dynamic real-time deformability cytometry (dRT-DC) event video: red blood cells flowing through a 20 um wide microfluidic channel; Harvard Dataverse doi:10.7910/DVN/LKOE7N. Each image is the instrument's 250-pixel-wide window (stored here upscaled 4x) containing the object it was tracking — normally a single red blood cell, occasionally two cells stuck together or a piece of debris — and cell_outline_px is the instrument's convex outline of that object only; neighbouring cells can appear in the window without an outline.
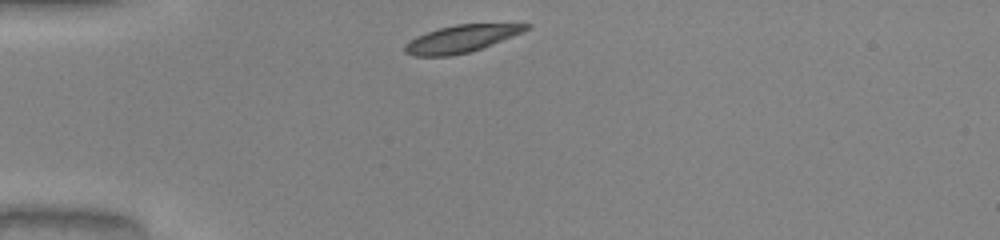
{"species": "common noctule bat (a hibernating species)", "species_latin": "Nyctalus noctula", "temperature_condition": "warm", "stored_images_in_passage": 30, "camera_frame_rate_fps": 3000, "um_per_image_px": 0.085, "animal": {"sex": "male", "body_mass_g": 20.0, "forearm_length_mm": 53.3}, "frame": {"image": 1, "passage_image": 1, "time_ms": 0.0, "image_size_px": [1000, 240], "cell_outline_px": [[532, 28], [524, 32], [480, 48], [468, 52], [448, 56], [412, 56], [404, 52], [404, 44], [416, 36], [440, 28], [456, 24], [532, 24]], "centroid_in_image_um": [39.19, 3.29], "position_along_channel_um": 45.8, "area_um2": 19.07}}
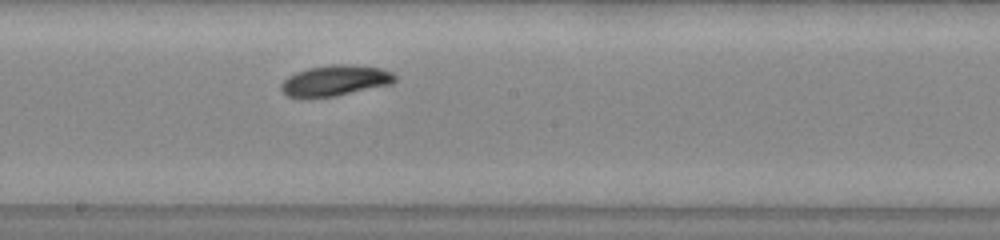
{"frame": {"image": 2, "passage_image": 16, "time_ms": 5.0, "image_size_px": [1000, 240], "cell_outline_px": [[396, 80], [392, 84], [332, 96], [288, 96], [280, 88], [280, 84], [288, 76], [296, 72], [308, 68], [328, 64], [352, 64], [380, 68], [392, 72], [396, 76]], "centroid_in_image_um": [28.52, 6.81], "position_along_channel_um": 219.7, "area_um2": 20.06}}
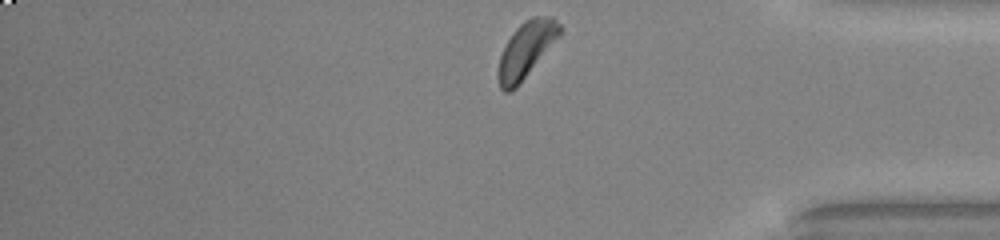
{"frame": {"image": 3, "passage_image": 30, "time_ms": 9.667, "image_size_px": [1000, 240], "cell_outline_px": [[564, 28], [560, 36], [516, 88], [512, 92], [504, 92], [500, 88], [496, 76], [500, 56], [508, 40], [516, 28], [524, 20], [532, 16], [552, 16]], "centroid_in_image_um": [44.73, 4.23], "position_along_channel_um": 390.5, "area_um2": 20.23}, "authors_computed_cell_mechanics": {"area_um2": 19.9121, "velocity_mm_per_s": 4.0148, "shape_relaxation_time_tau1_ms": 2.3914, "shape_relaxation_time_tau2_ms": null, "deformation_change_tau1": 0.1142, "deformation_change_tau2": null}}